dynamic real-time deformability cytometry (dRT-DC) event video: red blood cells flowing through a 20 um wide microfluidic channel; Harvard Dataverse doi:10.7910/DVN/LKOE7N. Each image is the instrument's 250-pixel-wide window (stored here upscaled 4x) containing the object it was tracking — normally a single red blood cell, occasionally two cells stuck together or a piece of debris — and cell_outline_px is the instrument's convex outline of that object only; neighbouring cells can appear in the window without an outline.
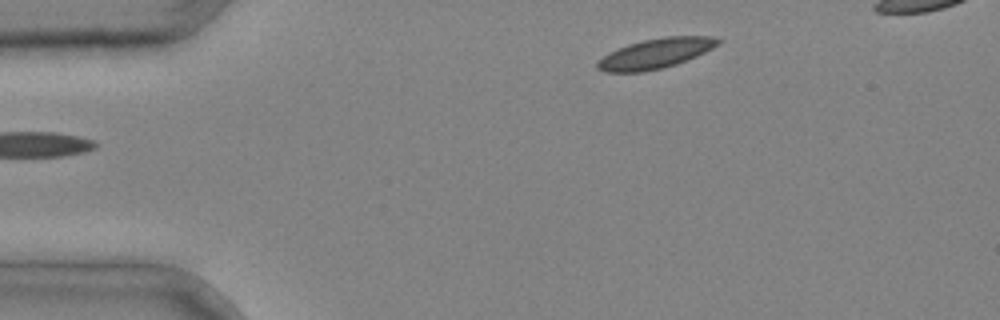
{"species": "common noctule bat (a hibernating species)", "species_latin": "Nyctalus noctula", "temperature_condition": "cold", "stored_images_in_passage": 3, "camera_frame_rate_fps": 3000, "um_per_image_px": 0.085, "animal": {"sex": "male", "body_mass_g": 20.4}, "frame": {"image": 1, "passage_image": 1, "time_ms": 0.0, "image_size_px": [1000, 320], "cell_outline_px": [[724, 40], [720, 44], [696, 56], [676, 64], [644, 72], [604, 72], [596, 68], [596, 64], [608, 52], [628, 44], [644, 40], [664, 36], [712, 36]], "centroid_in_image_um": [55.74, 4.54], "position_along_channel_um": 29.3, "area_um2": 21.04}}